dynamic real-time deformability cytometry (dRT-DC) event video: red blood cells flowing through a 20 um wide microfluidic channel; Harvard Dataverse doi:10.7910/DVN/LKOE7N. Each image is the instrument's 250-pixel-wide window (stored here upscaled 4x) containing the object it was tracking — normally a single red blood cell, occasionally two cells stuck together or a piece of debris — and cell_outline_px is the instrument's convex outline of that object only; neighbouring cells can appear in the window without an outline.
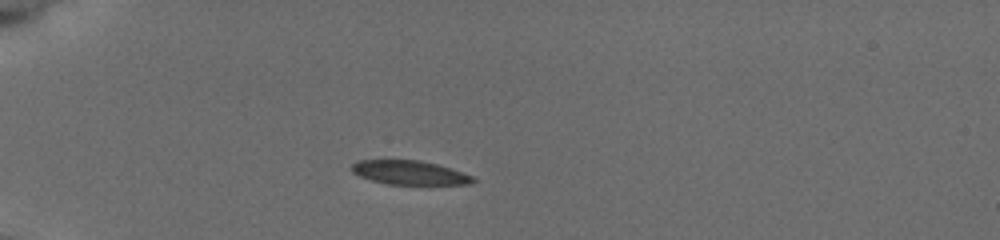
{"species": "common noctule bat (a hibernating species)", "species_latin": "Nyctalus noctula", "temperature_condition": "cold", "stored_images_in_passage": 40, "camera_frame_rate_fps": 3000, "um_per_image_px": 0.085, "animal": {"sex": "female", "body_mass_g": 19.5, "forearm_length_mm": 54.1}, "frame": {"image": 1, "passage_image": 1, "time_ms": 0.0, "image_size_px": [1000, 240], "cell_outline_px": [[476, 180], [472, 184], [388, 184], [372, 180], [360, 176], [352, 172], [348, 168], [356, 160], [420, 160], [452, 168], [472, 176]], "centroid_in_image_um": [34.78, 14.66], "position_along_channel_um": 50.2, "area_um2": 16.99}}
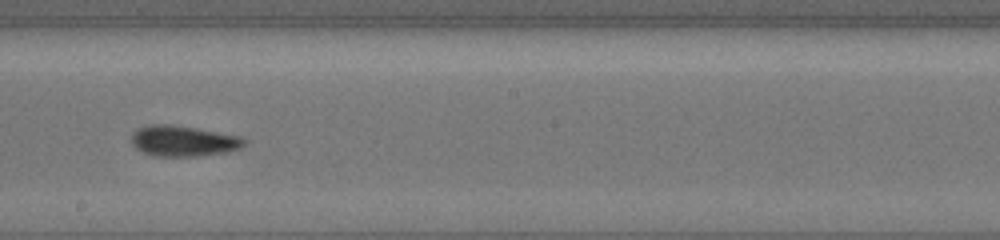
{"frame": {"image": 2, "passage_image": 18, "time_ms": 5.667, "image_size_px": [1000, 240], "cell_outline_px": [[248, 140], [240, 148], [228, 152], [196, 156], [152, 156], [136, 148], [132, 144], [132, 136], [140, 128], [152, 124], [168, 124], [240, 136]], "centroid_in_image_um": [15.61, 12.0], "position_along_channel_um": 232.6, "area_um2": 19.83}}
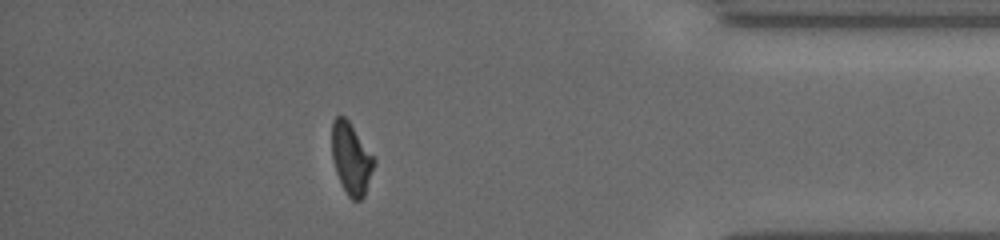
{"frame": {"image": 3, "passage_image": 34, "time_ms": 11.0, "image_size_px": [1000, 240], "cell_outline_px": [[376, 160], [364, 196], [360, 200], [352, 200], [348, 196], [336, 172], [332, 156], [332, 120], [336, 116], [344, 116], [348, 120]], "centroid_in_image_um": [29.84, 13.47], "position_along_channel_um": 405.4, "area_um2": 17.28}, "authors_computed_cell_mechanics": {"area_um2": 18.8717, "velocity_mm_per_s": 3.7708, "shape_relaxation_time_tau1_ms": 3.8207, "shape_relaxation_time_tau2_ms": 4.3594, "deformation_change_tau1": 0.1293, "deformation_change_tau2": 0.096}}